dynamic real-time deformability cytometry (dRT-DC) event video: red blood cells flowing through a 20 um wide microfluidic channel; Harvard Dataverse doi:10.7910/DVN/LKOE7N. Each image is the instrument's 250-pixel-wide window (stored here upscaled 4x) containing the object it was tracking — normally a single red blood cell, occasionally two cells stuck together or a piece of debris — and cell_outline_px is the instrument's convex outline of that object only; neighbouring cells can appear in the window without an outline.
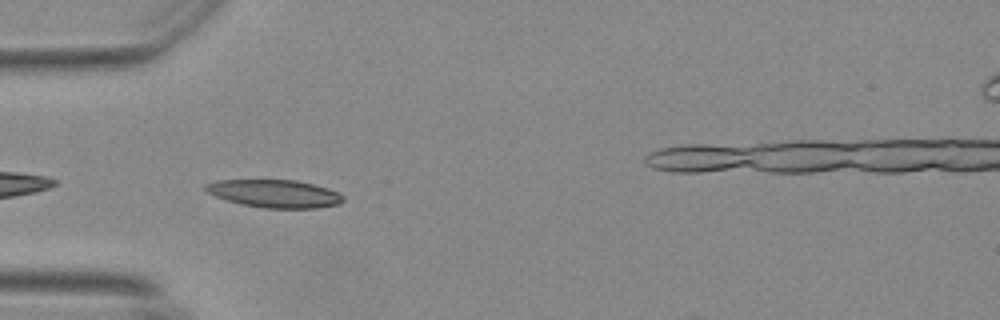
{"species": "Egyptian fruit bat (a non-hibernating species)", "species_latin": "Rousettus aegyptiacus", "temperature_condition": "warm", "stored_images_in_passage": 32, "camera_frame_rate_fps": 3000, "um_per_image_px": 0.085, "animal": {"sex": "female"}, "frame": {"image": 1, "passage_image": 2, "time_ms": 0.333, "image_size_px": [1000, 320], "cell_outline_px": [[344, 200], [340, 204], [316, 208], [264, 208], [244, 204], [228, 200], [216, 196], [208, 192], [204, 188], [204, 184], [216, 180], [296, 180], [328, 188], [340, 192], [344, 196]], "centroid_in_image_um": [23.38, 16.45], "position_along_channel_um": 61.6, "area_um2": 22.25}}
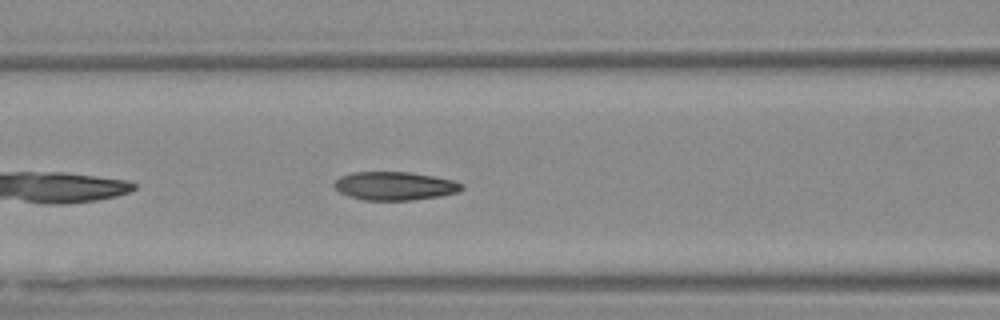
{"frame": {"image": 2, "passage_image": 8, "time_ms": 2.333, "image_size_px": [1000, 320], "cell_outline_px": [[464, 188], [456, 192], [440, 196], [412, 200], [364, 200], [348, 196], [340, 192], [332, 184], [340, 176], [352, 172], [408, 172], [432, 176], [452, 180], [464, 184]], "centroid_in_image_um": [33.53, 15.8], "position_along_channel_um": 133.1, "area_um2": 21.04}}
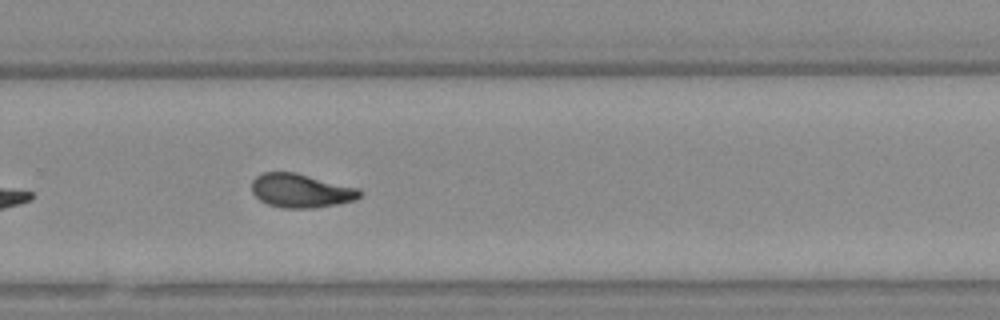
{"frame": {"image": 3, "passage_image": 22, "time_ms": 7.0, "image_size_px": [1000, 320], "cell_outline_px": [[364, 192], [356, 200], [336, 204], [312, 208], [284, 208], [268, 204], [260, 200], [252, 192], [252, 180], [256, 176], [264, 172], [292, 172], [360, 188]], "centroid_in_image_um": [25.6, 16.21], "position_along_channel_um": 304.2, "area_um2": 21.21}, "authors_computed_cell_mechanics": {"area_um2": 21.0681, "velocity_mm_per_s": 3.6838, "shape_relaxation_time_tau1_ms": 5.3667, "shape_relaxation_time_tau2_ms": 2.9687, "deformation_change_tau1": 0.1957, "deformation_change_tau2": 0.0972}}